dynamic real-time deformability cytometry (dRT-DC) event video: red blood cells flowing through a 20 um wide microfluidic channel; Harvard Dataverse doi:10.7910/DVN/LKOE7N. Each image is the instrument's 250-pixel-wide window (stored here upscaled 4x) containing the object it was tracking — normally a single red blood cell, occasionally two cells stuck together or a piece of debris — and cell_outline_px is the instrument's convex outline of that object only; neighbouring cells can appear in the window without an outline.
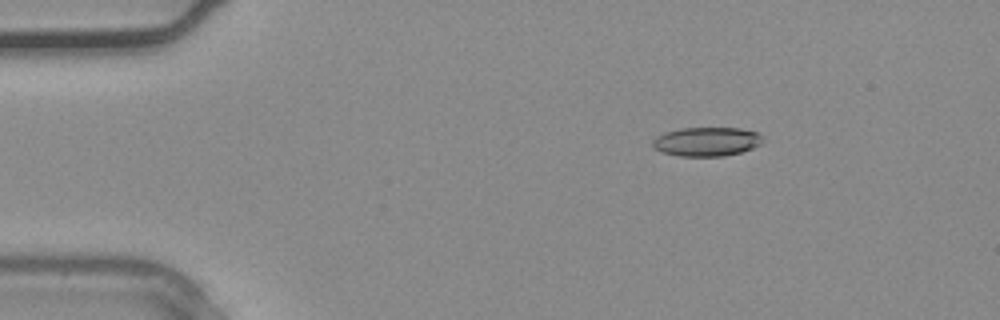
{"species": "common noctule bat (a hibernating species)", "species_latin": "Nyctalus noctula", "temperature_condition": "warm", "stored_images_in_passage": 32, "camera_frame_rate_fps": 3000, "um_per_image_px": 0.085, "animal": {"sex": "male", "body_mass_g": 20.4}, "frame": {"image": 1, "passage_image": 1, "time_ms": 0.0, "image_size_px": [1000, 320], "cell_outline_px": [[764, 140], [760, 144], [752, 148], [740, 152], [724, 156], [680, 156], [664, 152], [656, 148], [652, 144], [652, 140], [656, 136], [664, 132], [680, 128], [740, 128], [756, 132], [764, 136]], "centroid_in_image_um": [60.08, 12.02], "position_along_channel_um": 24.9, "area_um2": 18.61}}
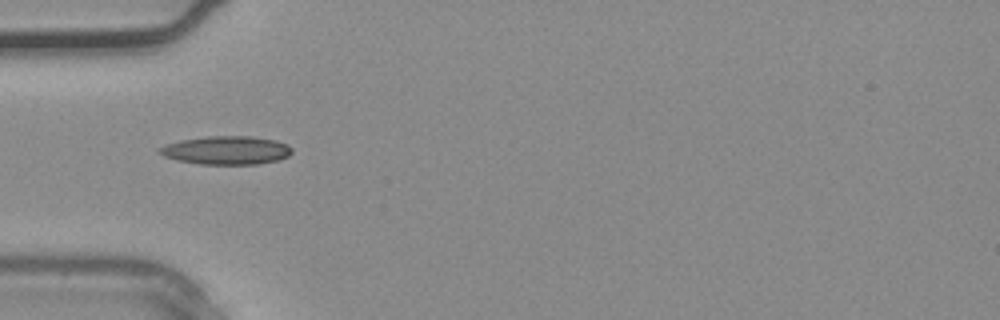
{"frame": {"image": 2, "passage_image": 7, "time_ms": 2.0, "image_size_px": [1000, 320], "cell_outline_px": [[292, 152], [288, 156], [280, 160], [260, 164], [200, 164], [176, 160], [164, 156], [156, 152], [156, 148], [164, 144], [180, 140], [208, 136], [252, 136], [276, 140], [288, 144], [292, 148]], "centroid_in_image_um": [19.22, 12.77], "position_along_channel_um": 65.8, "area_um2": 22.31}}
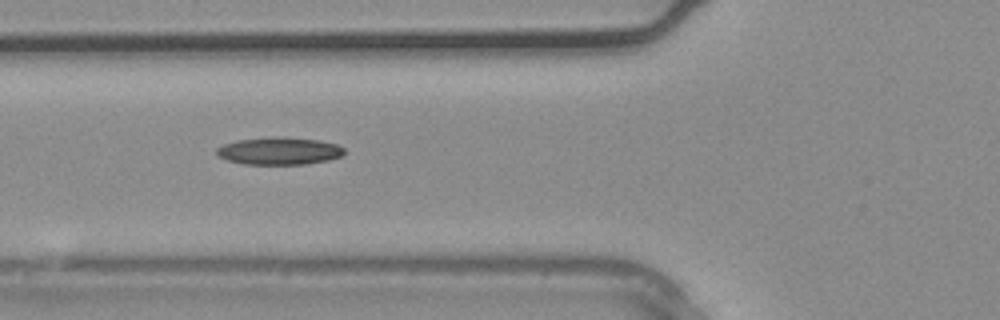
{"frame": {"image": 3, "passage_image": 9, "time_ms": 2.667, "image_size_px": [1000, 320], "cell_outline_px": [[344, 156], [328, 160], [304, 164], [244, 164], [228, 160], [216, 156], [216, 148], [224, 144], [236, 140], [320, 140], [336, 144], [344, 148]], "centroid_in_image_um": [23.74, 12.89], "position_along_channel_um": 102.1, "area_um2": 19.31}}